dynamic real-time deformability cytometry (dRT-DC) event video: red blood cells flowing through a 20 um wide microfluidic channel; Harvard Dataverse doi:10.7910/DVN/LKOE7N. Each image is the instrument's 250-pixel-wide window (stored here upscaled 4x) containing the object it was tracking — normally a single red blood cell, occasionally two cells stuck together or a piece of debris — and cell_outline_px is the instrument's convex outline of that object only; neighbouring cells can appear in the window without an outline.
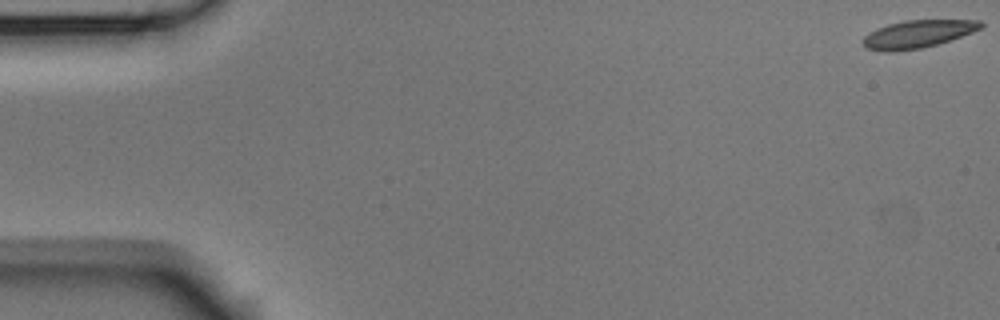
{"species": "Egyptian fruit bat (a non-hibernating species)", "species_latin": "Rousettus aegyptiacus", "temperature_condition": "room temperature", "stored_images_in_passage": 6, "camera_frame_rate_fps": 3000, "um_per_image_px": 0.085, "animal": {"sex": "male"}, "frame": {"image": 1, "passage_image": 1, "time_ms": 0.0, "image_size_px": [1000, 320], "cell_outline_px": [[984, 28], [936, 44], [920, 48], [892, 52], [884, 52], [864, 48], [864, 36], [876, 28], [888, 24], [904, 20], [980, 20], [984, 24]], "centroid_in_image_um": [77.99, 2.89], "position_along_channel_um": 7.0, "area_um2": 18.96}}